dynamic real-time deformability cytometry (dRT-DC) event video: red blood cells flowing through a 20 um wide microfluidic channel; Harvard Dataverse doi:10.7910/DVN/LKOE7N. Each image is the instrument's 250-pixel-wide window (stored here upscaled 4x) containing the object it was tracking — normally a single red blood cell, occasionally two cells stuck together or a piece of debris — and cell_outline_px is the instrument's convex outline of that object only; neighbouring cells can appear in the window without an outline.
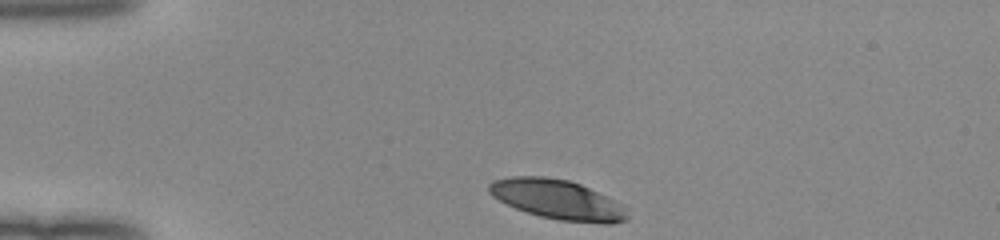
{"species": "human", "species_latin": "Homo sapiens", "temperature_condition": "room temperature", "stored_images_in_passage": 33, "camera_frame_rate_fps": 3000, "um_per_image_px": 0.085, "donor": {"sex": "female"}, "frame": {"image": 1, "passage_image": 1, "time_ms": 0.0, "image_size_px": [1000, 240], "cell_outline_px": [[628, 220], [612, 224], [608, 224], [560, 220], [540, 216], [516, 208], [492, 196], [488, 192], [488, 184], [492, 180], [512, 176], [544, 176], [568, 180], [580, 184], [628, 208]], "centroid_in_image_um": [47.38, 16.96], "position_along_channel_um": 37.6, "area_um2": 31.73}}
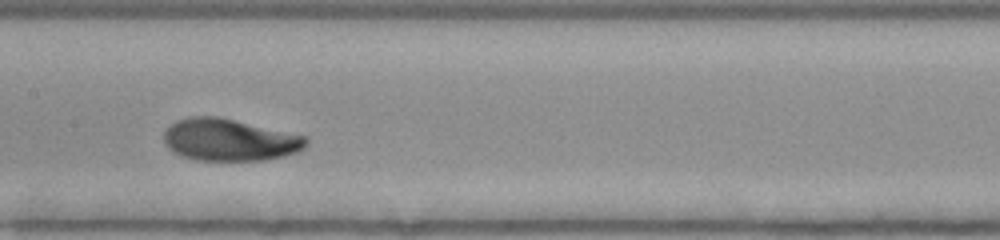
{"frame": {"image": 2, "passage_image": 16, "time_ms": 5.0, "image_size_px": [1000, 240], "cell_outline_px": [[308, 144], [304, 148], [296, 152], [284, 156], [264, 160], [192, 160], [180, 156], [172, 152], [164, 144], [164, 128], [176, 120], [188, 116], [216, 116], [308, 136]], "centroid_in_image_um": [19.46, 11.89], "position_along_channel_um": 187.9, "area_um2": 35.26}}
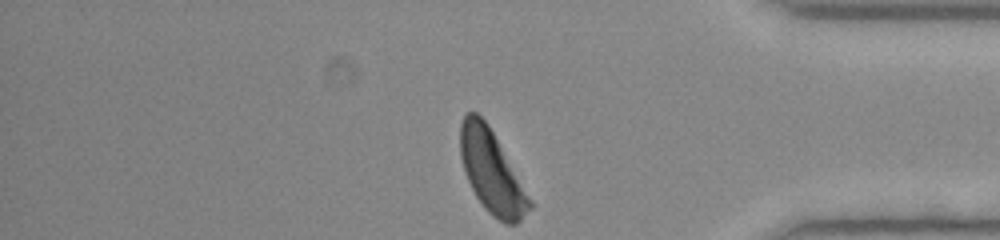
{"frame": {"image": 3, "passage_image": 33, "time_ms": 10.667, "image_size_px": [1000, 240], "cell_outline_px": [[532, 208], [516, 224], [504, 224], [492, 216], [484, 208], [476, 196], [468, 180], [460, 156], [460, 124], [464, 116], [468, 112], [476, 112], [488, 124], [532, 200]], "centroid_in_image_um": [41.79, 14.62], "position_along_channel_um": 393.4, "area_um2": 33.0}, "authors_computed_cell_mechanics": {"area_um2": 34.1598, "velocity_mm_per_s": 3.9659, "shape_relaxation_time_tau1_ms": 3.133, "shape_relaxation_time_tau2_ms": 1.4791, "deformation_change_tau1": 0.1841, "deformation_change_tau2": 0.0618}}